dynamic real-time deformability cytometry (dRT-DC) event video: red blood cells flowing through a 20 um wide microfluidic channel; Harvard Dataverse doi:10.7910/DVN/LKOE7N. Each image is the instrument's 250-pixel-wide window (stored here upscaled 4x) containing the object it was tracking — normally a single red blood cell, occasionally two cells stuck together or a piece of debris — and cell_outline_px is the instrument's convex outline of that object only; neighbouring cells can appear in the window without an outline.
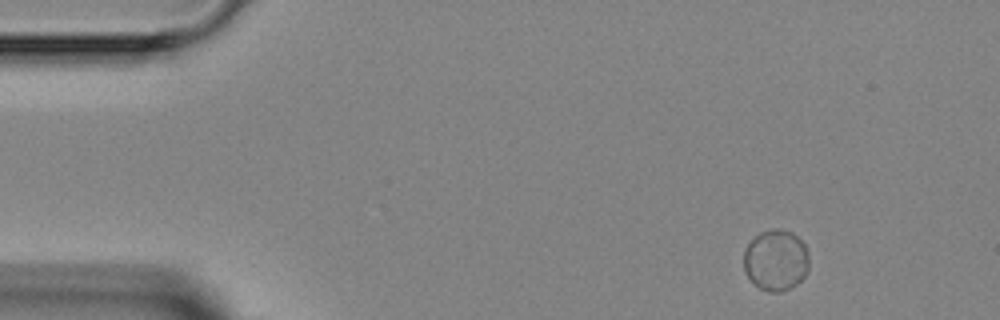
{"species": "Egyptian fruit bat (a non-hibernating species)", "species_latin": "Rousettus aegyptiacus", "temperature_condition": "room temperature", "stored_images_in_passage": 7, "camera_frame_rate_fps": 3000, "um_per_image_px": 0.085, "animal": {"sex": "female"}, "frame": {"image": 1, "passage_image": 1, "time_ms": 0.0, "image_size_px": [1000, 320], "cell_outline_px": [[808, 272], [796, 284], [780, 292], [768, 292], [752, 284], [744, 272], [744, 248], [760, 232], [772, 228], [780, 228], [792, 232], [804, 244], [808, 252]], "centroid_in_image_um": [65.93, 22.12], "position_along_channel_um": 19.1, "area_um2": 23.47}}
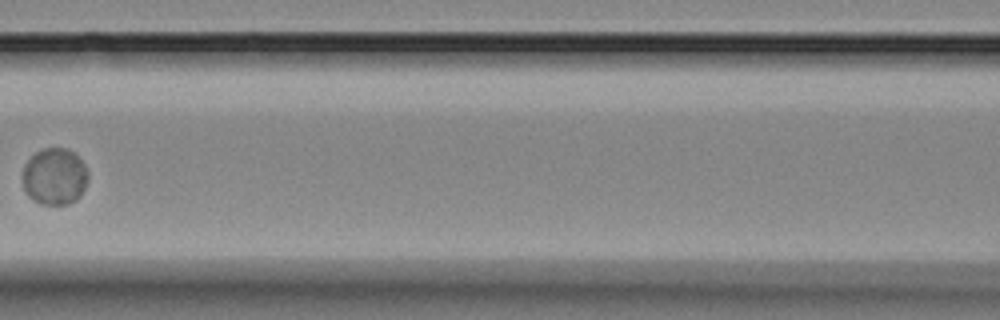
{"frame": {"image": 2, "passage_image": 6, "time_ms": 5.667, "image_size_px": [1000, 320], "cell_outline_px": [[88, 180], [80, 196], [76, 200], [68, 204], [44, 204], [28, 196], [24, 188], [24, 164], [36, 152], [44, 148], [68, 148], [84, 164], [88, 172]], "centroid_in_image_um": [4.66, 15.0], "position_along_channel_um": 161.9, "area_um2": 21.39}}
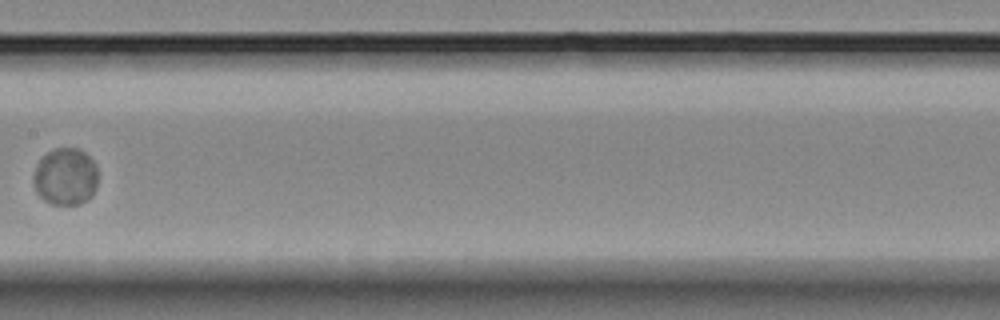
{"frame": {"image": 3, "passage_image": 7, "time_ms": 6.667, "image_size_px": [1000, 320], "cell_outline_px": [[96, 188], [92, 196], [88, 200], [80, 204], [52, 204], [44, 200], [36, 192], [32, 180], [32, 176], [36, 164], [52, 148], [80, 148], [96, 164]], "centroid_in_image_um": [5.55, 15.01], "position_along_channel_um": 201.9, "area_um2": 21.68}}